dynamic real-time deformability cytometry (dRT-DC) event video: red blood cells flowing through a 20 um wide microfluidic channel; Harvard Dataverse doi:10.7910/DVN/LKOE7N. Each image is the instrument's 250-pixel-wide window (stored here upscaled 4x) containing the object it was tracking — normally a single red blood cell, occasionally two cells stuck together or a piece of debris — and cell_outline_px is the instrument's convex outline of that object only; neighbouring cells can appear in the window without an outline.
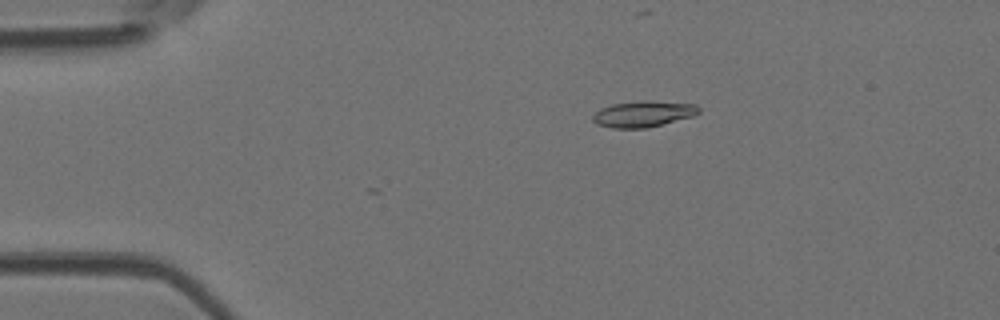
{"species": "Egyptian fruit bat (a non-hibernating species)", "species_latin": "Rousettus aegyptiacus", "temperature_condition": "room temperature", "stored_images_in_passage": 4, "camera_frame_rate_fps": 3000, "um_per_image_px": 0.085, "animal": {"sex": "female"}, "frame": {"image": 1, "passage_image": 4, "time_ms": 1.0, "image_size_px": [1000, 320], "cell_outline_px": [[700, 112], [692, 116], [648, 128], [612, 128], [596, 124], [592, 120], [592, 116], [600, 108], [612, 104], [648, 100], [652, 100], [696, 104], [700, 108]], "centroid_in_image_um": [54.67, 9.68], "position_along_channel_um": 30.3, "area_um2": 16.18}}